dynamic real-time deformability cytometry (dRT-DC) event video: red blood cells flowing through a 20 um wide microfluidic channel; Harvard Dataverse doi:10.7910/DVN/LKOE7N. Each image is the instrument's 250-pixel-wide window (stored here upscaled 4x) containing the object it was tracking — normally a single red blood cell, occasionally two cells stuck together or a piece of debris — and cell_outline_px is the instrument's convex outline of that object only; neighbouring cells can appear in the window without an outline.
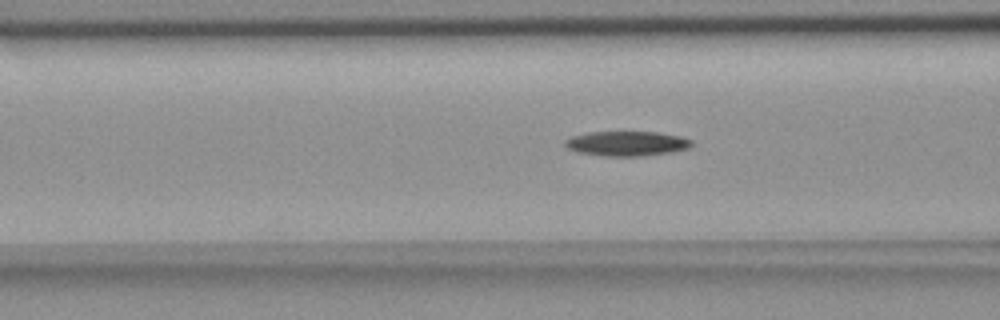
{"species": "common noctule bat (a hibernating species)", "species_latin": "Nyctalus noctula", "temperature_condition": "room temperature", "stored_images_in_passage": 37, "camera_frame_rate_fps": 3000, "um_per_image_px": 0.085, "animal": {"sex": "female", "body_mass_g": 18.4}, "frame": {"image": 1, "passage_image": 15, "time_ms": 4.667, "image_size_px": [1000, 320], "cell_outline_px": [[692, 144], [688, 148], [672, 152], [644, 156], [604, 156], [576, 152], [568, 148], [564, 144], [564, 140], [572, 136], [588, 132], [656, 132], [680, 136], [692, 140]], "centroid_in_image_um": [53.25, 12.2], "position_along_channel_um": 113.3, "area_um2": 18.32}}
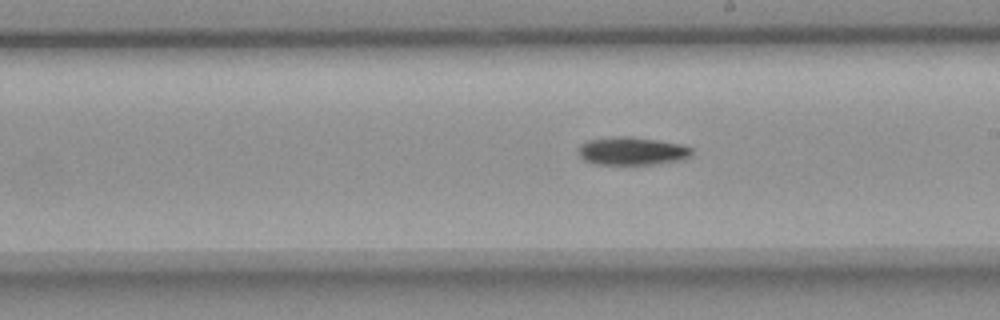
{"frame": {"image": 2, "passage_image": 25, "time_ms": 8.0, "image_size_px": [1000, 320], "cell_outline_px": [[692, 156], [680, 160], [652, 164], [592, 164], [584, 160], [576, 152], [576, 148], [580, 144], [588, 140], [616, 136], [628, 136], [656, 140], [680, 144], [692, 148]], "centroid_in_image_um": [53.66, 12.84], "position_along_channel_um": 235.3, "area_um2": 18.61}}
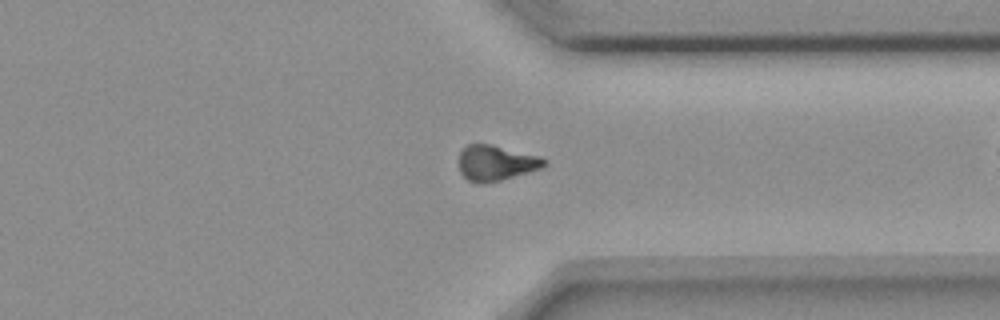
{"frame": {"image": 3, "passage_image": 36, "time_ms": 11.667, "image_size_px": [1000, 320], "cell_outline_px": [[548, 164], [540, 168], [528, 172], [500, 180], [468, 180], [460, 172], [460, 152], [468, 144], [492, 144], [540, 156], [548, 160]], "centroid_in_image_um": [42.21, 13.8], "position_along_channel_um": 369.2, "area_um2": 17.05}}